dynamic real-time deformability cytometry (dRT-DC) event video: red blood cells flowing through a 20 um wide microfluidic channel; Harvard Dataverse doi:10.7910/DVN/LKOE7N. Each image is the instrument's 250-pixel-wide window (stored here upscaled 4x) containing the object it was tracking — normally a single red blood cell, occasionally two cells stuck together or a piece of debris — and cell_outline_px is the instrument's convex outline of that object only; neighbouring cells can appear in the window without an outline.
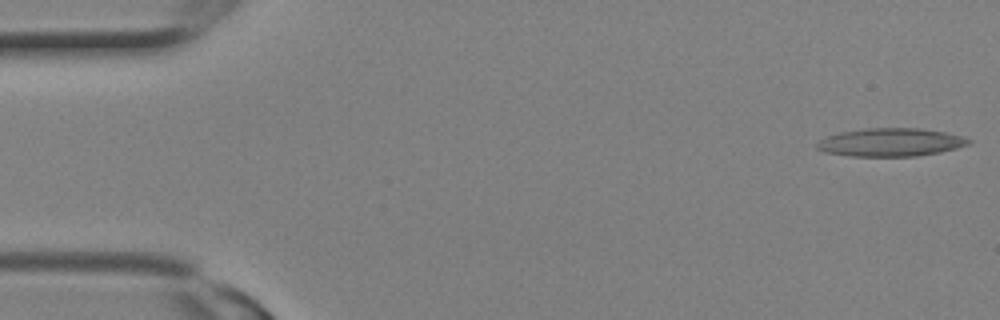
{"species": "Egyptian fruit bat (a non-hibernating species)", "species_latin": "Rousettus aegyptiacus", "temperature_condition": "room temperature", "stored_images_in_passage": 3, "camera_frame_rate_fps": 3000, "um_per_image_px": 0.085, "animal": {"sex": "female"}, "frame": {"image": 1, "passage_image": 1, "time_ms": 0.0, "image_size_px": [1000, 320], "cell_outline_px": [[972, 140], [968, 144], [956, 148], [940, 152], [916, 156], [848, 156], [824, 152], [816, 148], [816, 144], [820, 140], [828, 136], [840, 132], [864, 128], [920, 128], [944, 132], [960, 136]], "centroid_in_image_um": [75.67, 12.09], "position_along_channel_um": 9.3, "area_um2": 24.8}}
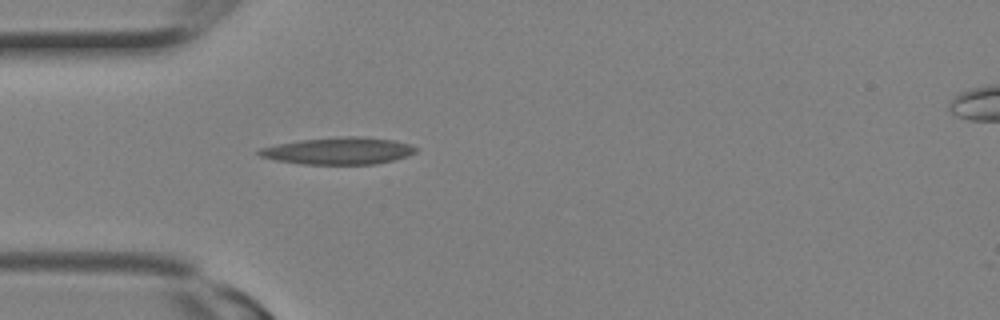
{"frame": {"image": 2, "passage_image": 3, "time_ms": 0.667, "image_size_px": [1000, 320], "cell_outline_px": [[420, 148], [416, 152], [392, 160], [376, 164], [304, 164], [276, 160], [260, 156], [256, 152], [260, 148], [300, 140], [340, 136], [360, 136], [392, 140], [408, 144]], "centroid_in_image_um": [28.78, 12.82], "position_along_channel_um": 56.2, "area_um2": 24.45}}